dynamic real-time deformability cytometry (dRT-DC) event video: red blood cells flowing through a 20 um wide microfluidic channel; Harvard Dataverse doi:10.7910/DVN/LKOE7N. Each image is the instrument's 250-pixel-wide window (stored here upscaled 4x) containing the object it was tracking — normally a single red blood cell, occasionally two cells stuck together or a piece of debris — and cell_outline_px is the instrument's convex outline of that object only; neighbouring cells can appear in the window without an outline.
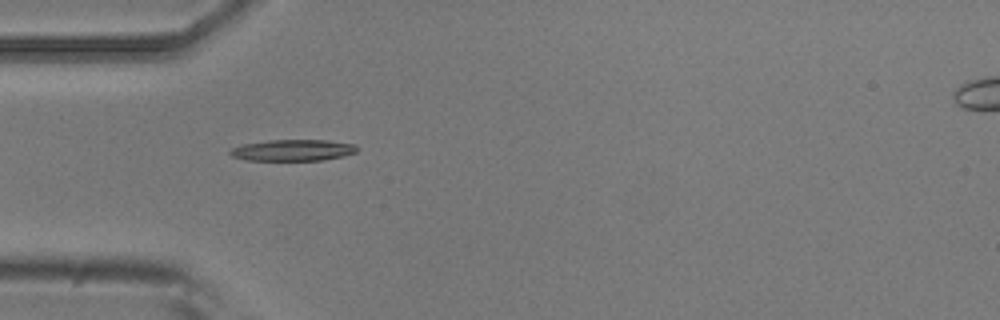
{"species": "common noctule bat (a hibernating species)", "species_latin": "Nyctalus noctula", "temperature_condition": "room temperature", "stored_images_in_passage": 4, "camera_frame_rate_fps": 3000, "um_per_image_px": 0.085, "animal": {"sex": "male", "body_mass_g": 20.5, "forearm_length_mm": 52.5}, "frame": {"image": 1, "passage_image": 1, "time_ms": 0.0, "image_size_px": [1000, 320], "cell_outline_px": [[356, 152], [344, 156], [324, 160], [244, 160], [232, 156], [228, 152], [232, 148], [244, 144], [268, 140], [328, 140], [356, 144]], "centroid_in_image_um": [24.9, 12.76], "position_along_channel_um": 60.1, "area_um2": 15.78}}
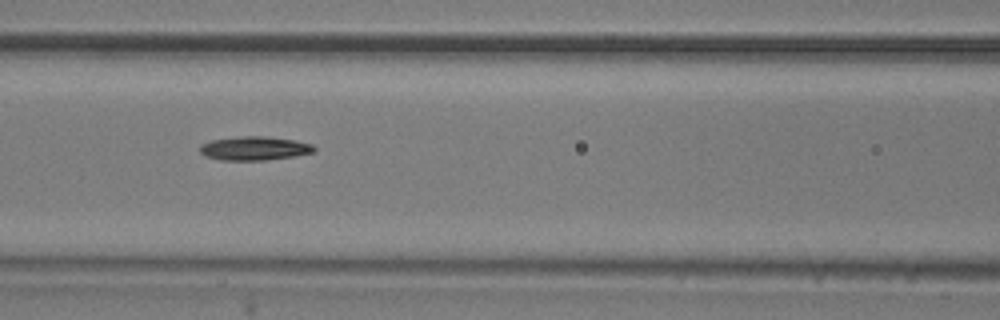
{"frame": {"image": 2, "passage_image": 3, "time_ms": 2.333, "image_size_px": [1000, 320], "cell_outline_px": [[316, 152], [296, 156], [264, 160], [220, 160], [204, 156], [200, 152], [200, 144], [212, 140], [240, 136], [264, 136], [296, 140], [312, 144], [316, 148]], "centroid_in_image_um": [21.65, 12.61], "position_along_channel_um": 145.0, "area_um2": 16.01}}
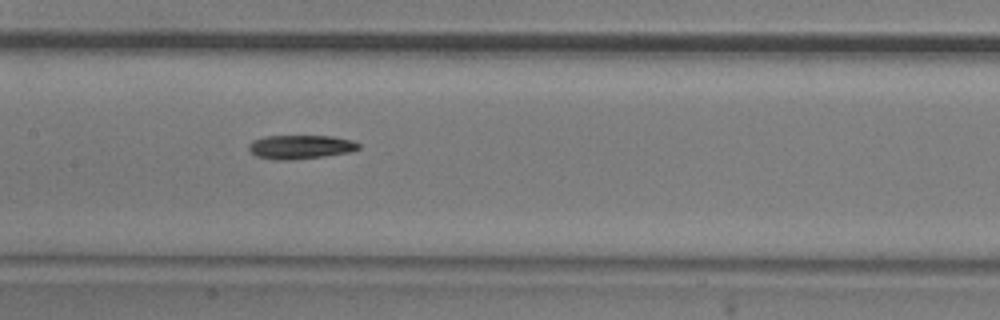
{"frame": {"image": 3, "passage_image": 4, "time_ms": 3.333, "image_size_px": [1000, 320], "cell_outline_px": [[360, 148], [348, 152], [324, 156], [292, 160], [276, 160], [256, 156], [248, 148], [248, 144], [252, 140], [264, 136], [332, 136], [352, 140], [360, 144]], "centroid_in_image_um": [25.51, 12.48], "position_along_channel_um": 181.9, "area_um2": 15.32}}